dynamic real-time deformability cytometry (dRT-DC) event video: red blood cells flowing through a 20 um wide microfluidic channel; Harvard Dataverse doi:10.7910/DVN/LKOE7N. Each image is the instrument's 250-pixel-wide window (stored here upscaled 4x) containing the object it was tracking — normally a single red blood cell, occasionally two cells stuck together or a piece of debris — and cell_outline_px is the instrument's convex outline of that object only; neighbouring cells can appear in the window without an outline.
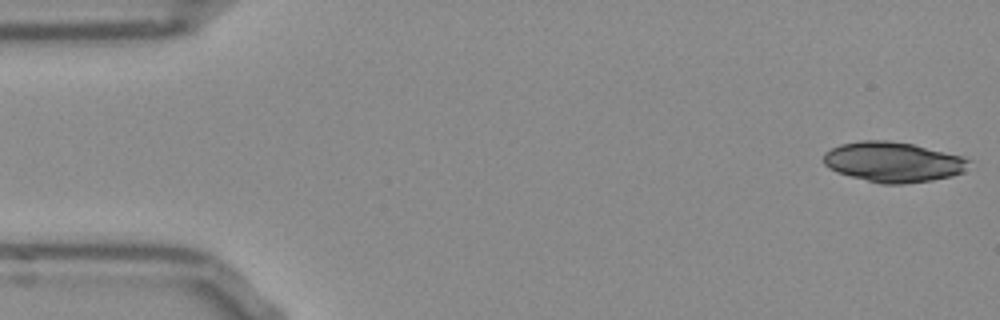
{"species": "Egyptian fruit bat (a non-hibernating species)", "species_latin": "Rousettus aegyptiacus", "temperature_condition": "room temperature", "stored_images_in_passage": 52, "camera_frame_rate_fps": 3000, "um_per_image_px": 0.085, "frame": {"image": 1, "passage_image": 1, "time_ms": 0.0, "image_size_px": [1000, 320], "cell_outline_px": [[972, 160], [964, 172], [952, 176], [932, 180], [904, 184], [880, 184], [836, 172], [828, 168], [824, 164], [824, 152], [840, 144], [860, 140], [888, 140], [912, 144], [960, 156]], "centroid_in_image_um": [75.9, 13.77], "position_along_channel_um": 9.1, "area_um2": 34.04}}